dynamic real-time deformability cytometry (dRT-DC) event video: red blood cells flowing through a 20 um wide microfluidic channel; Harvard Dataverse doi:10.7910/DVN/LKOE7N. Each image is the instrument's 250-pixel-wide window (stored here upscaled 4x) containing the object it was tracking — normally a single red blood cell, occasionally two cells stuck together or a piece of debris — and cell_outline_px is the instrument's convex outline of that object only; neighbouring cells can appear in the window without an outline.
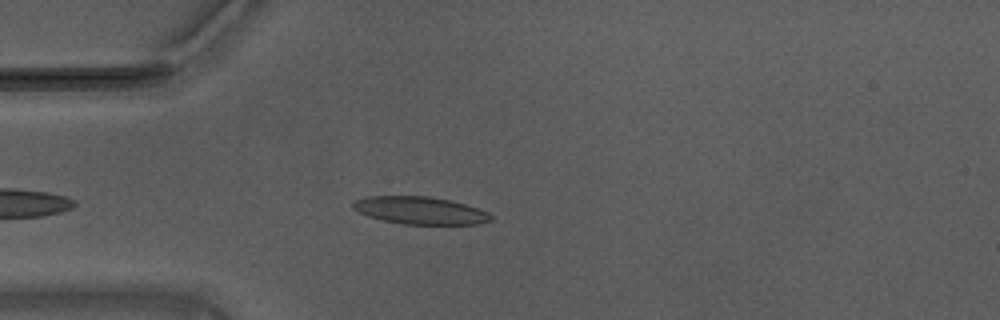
{"species": "Egyptian fruit bat (a non-hibernating species)", "species_latin": "Rousettus aegyptiacus", "temperature_condition": "warm", "stored_images_in_passage": 34, "camera_frame_rate_fps": 3000, "um_per_image_px": 0.085, "animal": {"sex": "male"}, "frame": {"image": 1, "passage_image": 6, "time_ms": 1.667, "image_size_px": [1000, 320], "cell_outline_px": [[492, 220], [480, 224], [404, 224], [384, 220], [368, 216], [352, 208], [352, 204], [356, 200], [368, 196], [428, 196], [448, 200], [464, 204], [488, 212], [492, 216]], "centroid_in_image_um": [35.71, 17.89], "position_along_channel_um": 49.3, "area_um2": 21.85}}
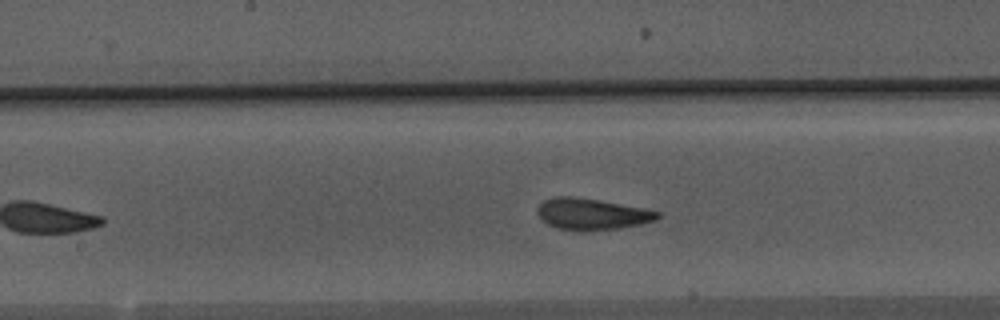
{"frame": {"image": 2, "passage_image": 19, "time_ms": 6.0, "image_size_px": [1000, 320], "cell_outline_px": [[660, 216], [656, 220], [640, 224], [620, 228], [592, 232], [576, 232], [556, 228], [548, 224], [536, 212], [536, 208], [544, 200], [556, 196], [572, 196], [644, 208], [660, 212]], "centroid_in_image_um": [50.29, 18.22], "position_along_channel_um": 197.9, "area_um2": 22.2}}
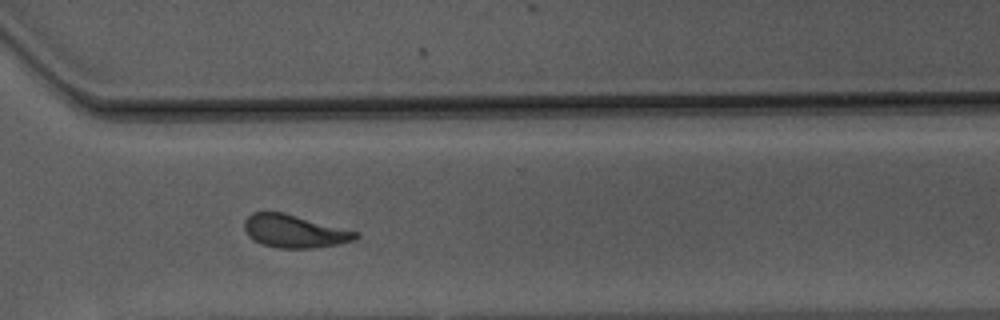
{"frame": {"image": 3, "passage_image": 31, "time_ms": 10.0, "image_size_px": [1000, 320], "cell_outline_px": [[360, 236], [352, 240], [340, 244], [312, 248], [276, 248], [260, 244], [252, 240], [248, 236], [244, 228], [244, 220], [252, 212], [284, 212], [360, 232]], "centroid_in_image_um": [25.01, 19.65], "position_along_channel_um": 345.6, "area_um2": 21.62}, "authors_computed_cell_mechanics": {"area_um2": 21.7328, "velocity_mm_per_s": 3.6952, "shape_relaxation_time_tau1_ms": 5.7694, "shape_relaxation_time_tau2_ms": 1.8288, "deformation_change_tau1": 0.165, "deformation_change_tau2": 0.0984}}